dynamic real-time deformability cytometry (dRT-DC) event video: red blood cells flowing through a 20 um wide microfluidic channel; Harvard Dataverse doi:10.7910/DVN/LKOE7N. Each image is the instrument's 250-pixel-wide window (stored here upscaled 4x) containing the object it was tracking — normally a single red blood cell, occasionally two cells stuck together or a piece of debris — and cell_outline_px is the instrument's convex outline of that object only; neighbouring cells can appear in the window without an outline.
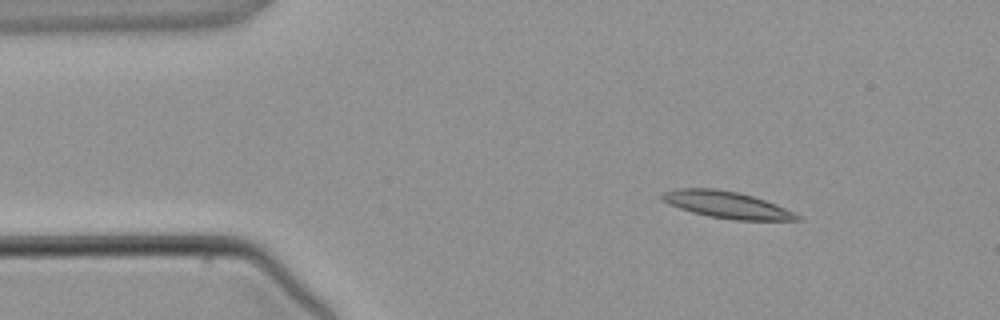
{"species": "common noctule bat (a hibernating species)", "species_latin": "Nyctalus noctula", "temperature_condition": "warm", "stored_images_in_passage": 2, "camera_frame_rate_fps": 3000, "um_per_image_px": 0.085, "animal": {"sex": "male", "body_mass_g": 21.5, "forearm_length_mm": 52.0}, "frame": {"image": 1, "passage_image": 1, "time_ms": 0.0, "image_size_px": [1000, 320], "cell_outline_px": [[804, 220], [732, 220], [708, 216], [692, 212], [668, 204], [660, 200], [660, 192], [676, 188], [716, 188], [736, 192], [752, 196], [776, 204], [800, 216]], "centroid_in_image_um": [61.7, 17.4], "position_along_channel_um": 23.3, "area_um2": 21.15}}